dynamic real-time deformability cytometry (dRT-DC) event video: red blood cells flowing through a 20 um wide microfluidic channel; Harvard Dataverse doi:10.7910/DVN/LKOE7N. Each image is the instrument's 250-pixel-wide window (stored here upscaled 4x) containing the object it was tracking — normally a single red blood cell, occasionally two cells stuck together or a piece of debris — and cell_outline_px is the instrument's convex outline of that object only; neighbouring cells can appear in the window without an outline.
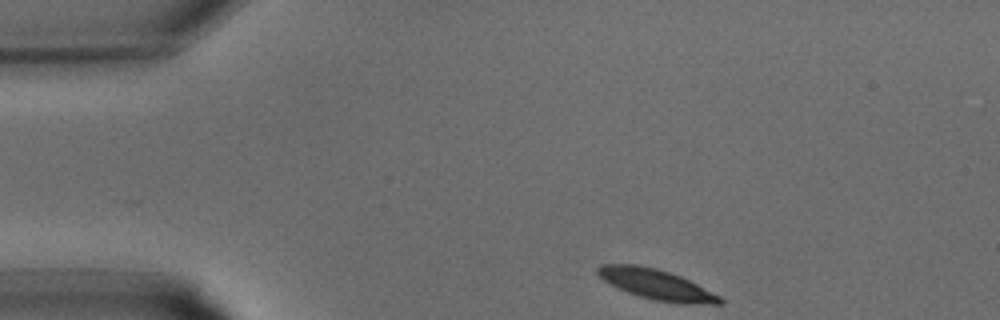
{"species": "common noctule bat (a hibernating species)", "species_latin": "Nyctalus noctula", "temperature_condition": "warm", "stored_images_in_passage": 24, "camera_frame_rate_fps": 3000, "um_per_image_px": 0.085, "animal": {"sex": "male", "body_mass_g": 15.6}, "frame": {"image": 1, "passage_image": 1, "time_ms": 0.0, "image_size_px": [1000, 320], "cell_outline_px": [[724, 304], [680, 304], [656, 300], [640, 296], [628, 292], [604, 280], [596, 272], [596, 268], [600, 264], [636, 264], [656, 268], [680, 276], [720, 296], [724, 300]], "centroid_in_image_um": [55.81, 24.18], "position_along_channel_um": 29.2, "area_um2": 21.27}}
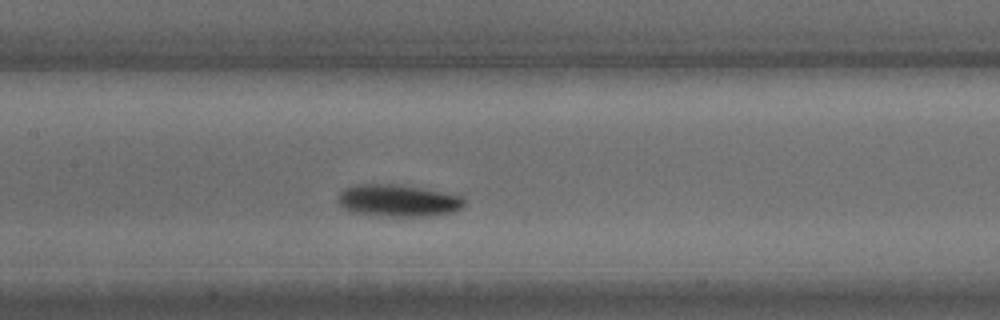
{"frame": {"image": 2, "passage_image": 11, "time_ms": 3.333, "image_size_px": [1000, 320], "cell_outline_px": [[464, 204], [460, 208], [452, 212], [432, 216], [388, 216], [352, 212], [344, 208], [336, 200], [336, 196], [344, 188], [356, 184], [404, 184], [444, 192], [460, 196], [464, 200]], "centroid_in_image_um": [33.8, 17.03], "position_along_channel_um": 173.6, "area_um2": 23.76}}
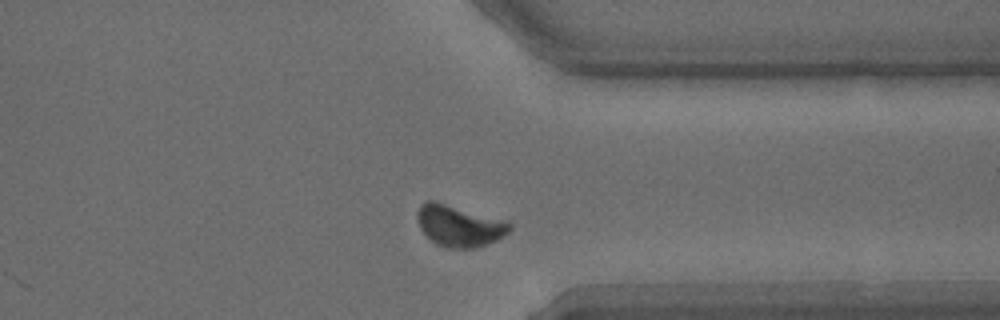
{"frame": {"image": 3, "passage_image": 21, "time_ms": 6.667, "image_size_px": [1000, 320], "cell_outline_px": [[512, 228], [508, 232], [496, 240], [488, 244], [472, 248], [448, 248], [436, 244], [420, 228], [416, 216], [416, 212], [420, 204], [428, 200], [432, 200], [500, 220], [512, 224]], "centroid_in_image_um": [38.98, 19.21], "position_along_channel_um": 372.4, "area_um2": 21.68}}